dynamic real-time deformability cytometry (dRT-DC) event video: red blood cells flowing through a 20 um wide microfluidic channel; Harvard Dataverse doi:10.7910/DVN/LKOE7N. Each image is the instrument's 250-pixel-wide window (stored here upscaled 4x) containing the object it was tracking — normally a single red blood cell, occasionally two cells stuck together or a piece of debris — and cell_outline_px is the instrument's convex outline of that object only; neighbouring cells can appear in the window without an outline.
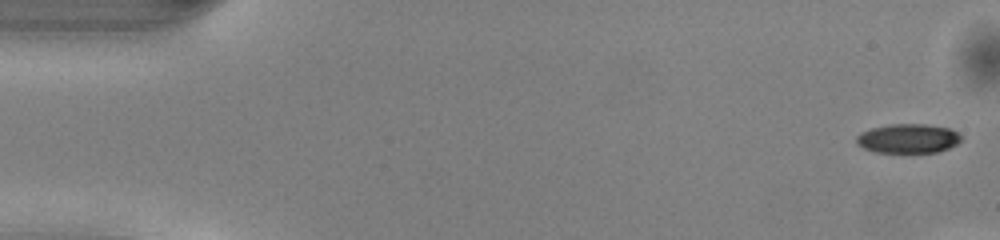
{"species": "common noctule bat (a hibernating species)", "species_latin": "Nyctalus noctula", "temperature_condition": "warm", "stored_images_in_passage": 12, "camera_frame_rate_fps": 3000, "um_per_image_px": 0.085, "animal": {"sex": "male", "body_mass_g": 13.0, "forearm_length_mm": 53.1}, "frame": {"image": 1, "passage_image": 1, "time_ms": 0.0, "image_size_px": [1000, 240], "cell_outline_px": [[960, 140], [956, 144], [948, 148], [936, 152], [876, 152], [864, 148], [856, 144], [856, 136], [860, 132], [872, 128], [888, 124], [924, 124], [948, 128], [956, 132], [960, 136]], "centroid_in_image_um": [77.13, 11.77], "position_along_channel_um": 7.9, "area_um2": 17.69}}